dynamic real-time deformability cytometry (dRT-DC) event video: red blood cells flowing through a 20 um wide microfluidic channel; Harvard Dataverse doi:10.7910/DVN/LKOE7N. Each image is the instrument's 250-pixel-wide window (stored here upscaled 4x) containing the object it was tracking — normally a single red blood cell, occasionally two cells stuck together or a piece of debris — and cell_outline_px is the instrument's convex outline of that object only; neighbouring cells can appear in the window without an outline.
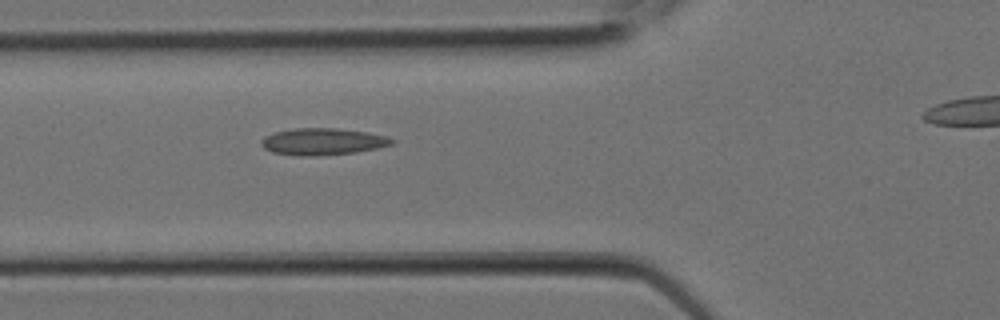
{"species": "Egyptian fruit bat (a non-hibernating species)", "species_latin": "Rousettus aegyptiacus", "temperature_condition": "room temperature", "stored_images_in_passage": 5, "segment_of_instrument_passage": [1, 2], "camera_frame_rate_fps": 3000, "um_per_image_px": 0.085, "animal": {"sex": "female"}, "frame": {"image": 1, "passage_image": 4, "time_ms": 1.0, "image_size_px": [1000, 320], "cell_outline_px": [[396, 140], [392, 144], [376, 148], [356, 152], [312, 156], [300, 156], [272, 152], [264, 148], [260, 144], [260, 140], [264, 136], [276, 132], [296, 128], [336, 128], [368, 132], [388, 136]], "centroid_in_image_um": [27.43, 12.03], "position_along_channel_um": 98.4, "area_um2": 20.4}}